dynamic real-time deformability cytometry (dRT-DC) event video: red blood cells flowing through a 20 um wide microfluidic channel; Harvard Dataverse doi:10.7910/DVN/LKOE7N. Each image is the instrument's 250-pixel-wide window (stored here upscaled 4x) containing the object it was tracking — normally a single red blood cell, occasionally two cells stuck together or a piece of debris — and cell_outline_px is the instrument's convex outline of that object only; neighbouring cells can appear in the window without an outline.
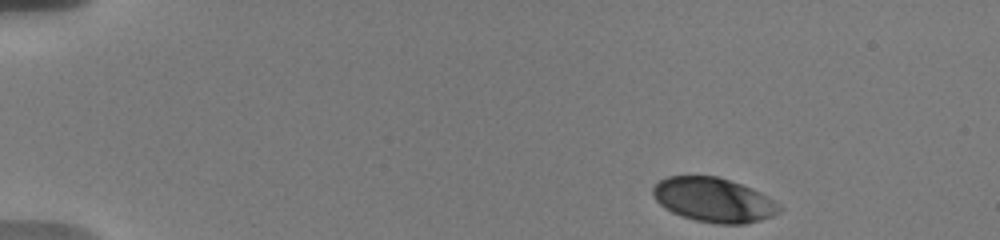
{"species": "human", "species_latin": "Homo sapiens", "temperature_condition": "warm", "stored_images_in_passage": 16, "camera_frame_rate_fps": 3000, "um_per_image_px": 0.085, "donor": {"sex": "male"}, "frame": {"image": 1, "passage_image": 1, "time_ms": 0.0, "image_size_px": [1000, 240], "cell_outline_px": [[780, 212], [772, 216], [760, 220], [744, 224], [716, 224], [696, 220], [680, 216], [664, 208], [656, 200], [652, 192], [652, 188], [660, 180], [668, 176], [716, 176], [752, 188], [768, 196], [780, 208]], "centroid_in_image_um": [60.63, 17.0], "position_along_channel_um": 24.4, "area_um2": 32.48}}
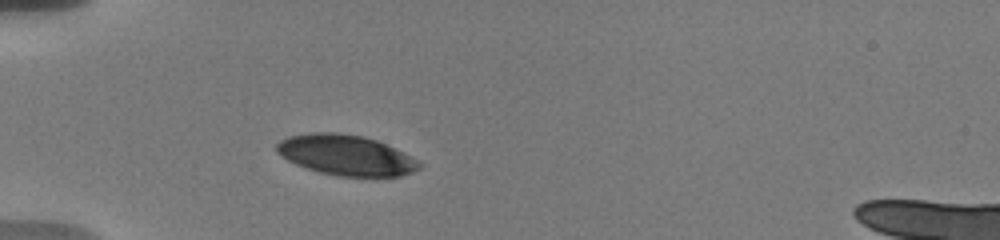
{"frame": {"image": 2, "passage_image": 10, "time_ms": 3.333, "image_size_px": [1000, 240], "cell_outline_px": [[424, 164], [420, 168], [412, 172], [400, 176], [336, 176], [320, 172], [296, 164], [280, 156], [276, 152], [276, 144], [280, 140], [288, 136], [308, 132], [340, 132], [364, 136], [376, 140]], "centroid_in_image_um": [29.35, 13.17], "position_along_channel_um": 55.7, "area_um2": 33.41}}
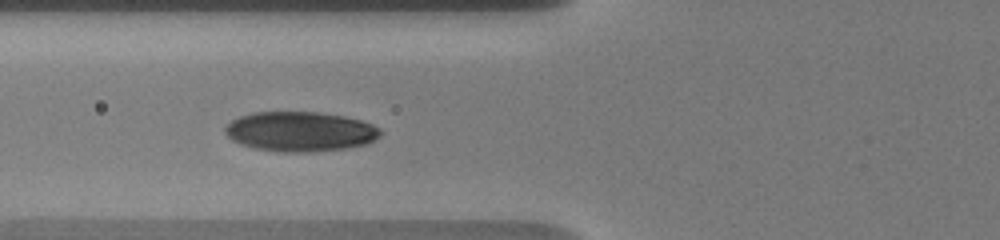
{"frame": {"image": 3, "passage_image": 15, "time_ms": 5.0, "image_size_px": [1000, 240], "cell_outline_px": [[380, 136], [364, 144], [348, 148], [312, 152], [280, 152], [256, 148], [240, 144], [232, 140], [224, 132], [224, 128], [232, 120], [240, 116], [252, 112], [320, 112], [344, 116], [360, 120], [372, 124], [380, 128]], "centroid_in_image_um": [25.5, 11.18], "position_along_channel_um": 100.3, "area_um2": 36.01}}